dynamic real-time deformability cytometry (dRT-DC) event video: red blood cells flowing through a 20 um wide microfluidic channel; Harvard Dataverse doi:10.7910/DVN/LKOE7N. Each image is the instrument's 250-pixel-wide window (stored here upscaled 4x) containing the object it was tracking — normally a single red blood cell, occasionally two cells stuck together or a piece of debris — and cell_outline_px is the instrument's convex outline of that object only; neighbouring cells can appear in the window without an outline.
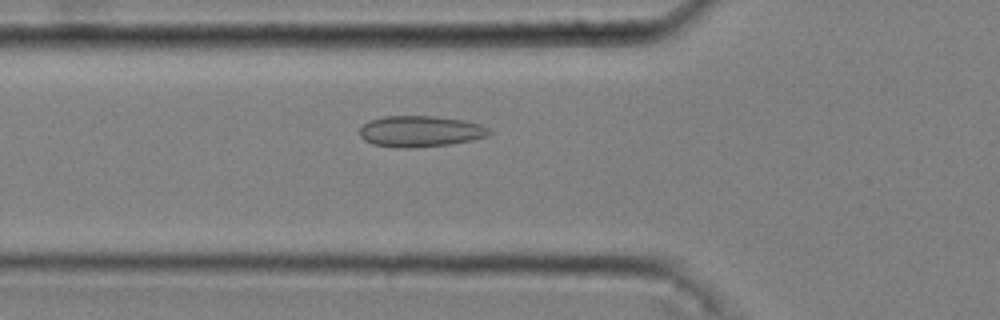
{"species": "common noctule bat (a hibernating species)", "species_latin": "Nyctalus noctula", "temperature_condition": "cold", "stored_images_in_passage": 34, "camera_frame_rate_fps": 3000, "um_per_image_px": 0.085, "animal": {"sex": "male", "body_mass_g": 20.4}, "frame": {"image": 1, "passage_image": 5, "time_ms": 1.333, "image_size_px": [1000, 320], "cell_outline_px": [[492, 132], [488, 136], [472, 140], [448, 144], [412, 148], [404, 148], [372, 144], [364, 140], [360, 136], [360, 128], [368, 120], [384, 116], [436, 116], [464, 120], [480, 124], [488, 128]], "centroid_in_image_um": [35.72, 11.15], "position_along_channel_um": 90.1, "area_um2": 23.52}}
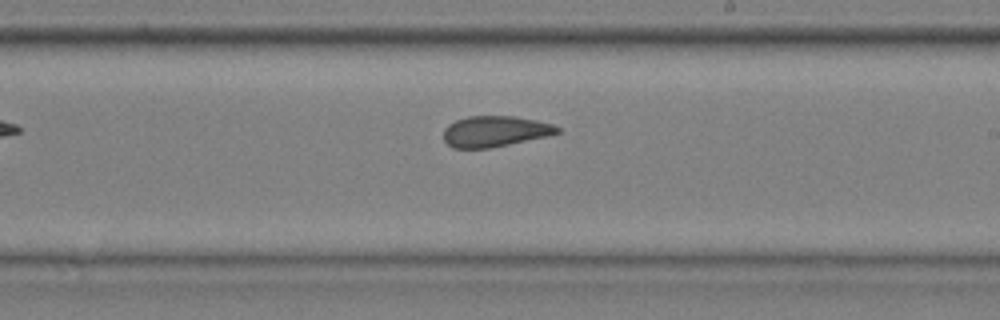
{"frame": {"image": 2, "passage_image": 18, "time_ms": 5.667, "image_size_px": [1000, 320], "cell_outline_px": [[560, 132], [548, 136], [488, 148], [452, 148], [444, 140], [444, 128], [448, 124], [456, 120], [468, 116], [512, 116], [536, 120], [552, 124], [560, 128]], "centroid_in_image_um": [42.05, 11.16], "position_along_channel_um": 246.9, "area_um2": 20.35}}
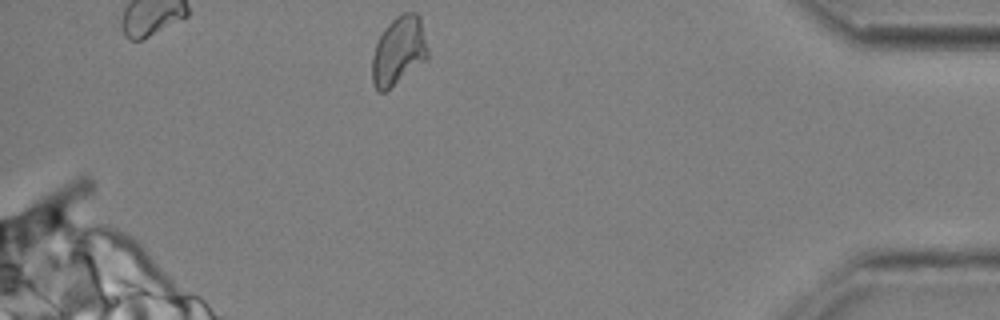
{"frame": {"image": 3, "passage_image": 34, "time_ms": 11.0, "image_size_px": [1000, 320], "cell_outline_px": [[428, 60], [384, 92], [380, 92], [372, 84], [372, 56], [376, 44], [384, 28], [396, 16], [404, 12], [416, 12], [420, 16], [428, 48]], "centroid_in_image_um": [33.9, 4.31], "position_along_channel_um": 401.3, "area_um2": 22.37}, "authors_computed_cell_mechanics": {"area_um2": 21.6172, "velocity_mm_per_s": 3.6166, "shape_relaxation_time_tau1_ms": null, "shape_relaxation_time_tau2_ms": 1.0537, "deformation_change_tau1": null, "deformation_change_tau2": 0.077}}